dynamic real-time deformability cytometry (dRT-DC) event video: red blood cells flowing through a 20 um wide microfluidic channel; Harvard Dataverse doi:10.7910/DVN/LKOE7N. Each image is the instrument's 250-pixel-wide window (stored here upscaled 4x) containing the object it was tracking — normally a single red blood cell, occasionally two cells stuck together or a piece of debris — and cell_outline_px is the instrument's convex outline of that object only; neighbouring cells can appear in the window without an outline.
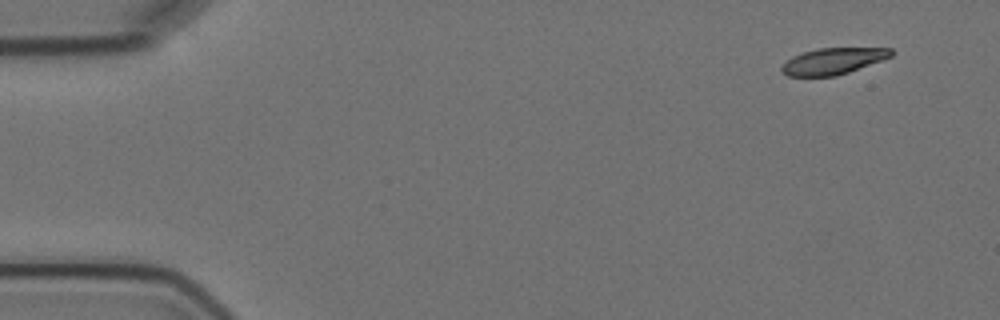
{"species": "Egyptian fruit bat (a non-hibernating species)", "species_latin": "Rousettus aegyptiacus", "temperature_condition": "cold", "stored_images_in_passage": 5, "camera_frame_rate_fps": 3000, "um_per_image_px": 0.085, "animal": {"sex": "female"}, "frame": {"image": 1, "passage_image": 1, "time_ms": 0.0, "image_size_px": [1000, 320], "cell_outline_px": [[896, 52], [892, 56], [848, 72], [836, 76], [788, 76], [780, 68], [792, 56], [804, 52], [820, 48], [892, 48]], "centroid_in_image_um": [70.84, 5.19], "position_along_channel_um": 14.2, "area_um2": 16.59}}
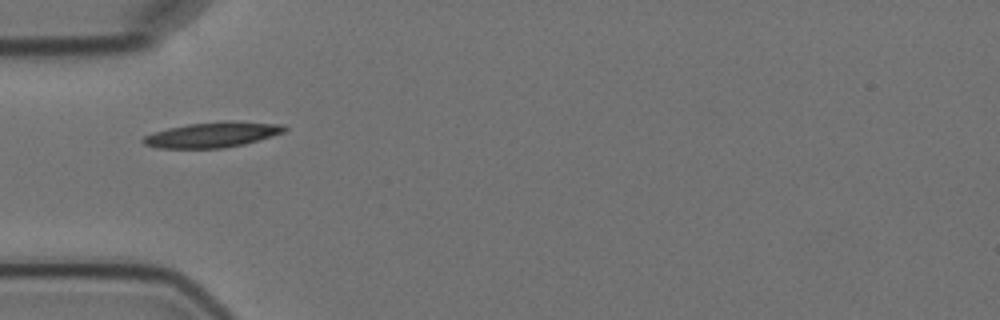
{"frame": {"image": 2, "passage_image": 5, "time_ms": 4.667, "image_size_px": [1000, 320], "cell_outline_px": [[288, 128], [284, 132], [244, 144], [224, 148], [156, 148], [144, 144], [140, 140], [144, 136], [152, 132], [168, 128], [188, 124], [224, 120], [232, 120], [280, 124]], "centroid_in_image_um": [18.02, 11.44], "position_along_channel_um": 67.0, "area_um2": 20.98}}